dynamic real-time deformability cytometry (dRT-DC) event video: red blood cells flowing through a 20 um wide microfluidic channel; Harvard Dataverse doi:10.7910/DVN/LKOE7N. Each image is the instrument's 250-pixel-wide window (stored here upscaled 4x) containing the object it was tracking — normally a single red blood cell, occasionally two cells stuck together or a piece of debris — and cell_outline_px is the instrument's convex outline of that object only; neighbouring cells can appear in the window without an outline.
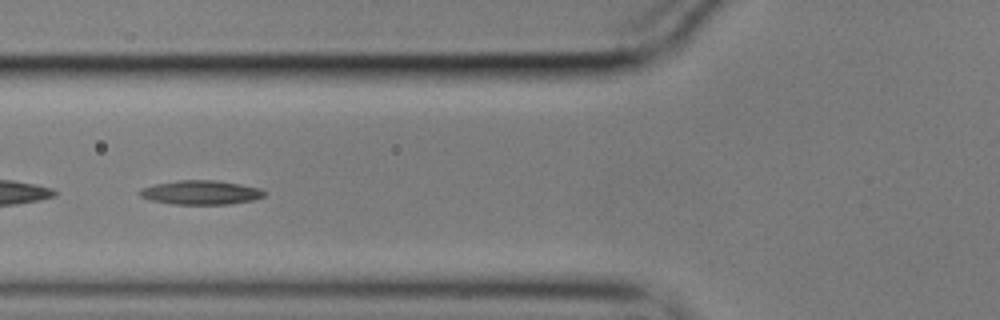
{"species": "common noctule bat (a hibernating species)", "species_latin": "Nyctalus noctula", "temperature_condition": "cold", "stored_images_in_passage": 54, "camera_frame_rate_fps": 3000, "um_per_image_px": 0.085, "animal": {"sex": "male", "body_mass_g": 17.9}, "frame": {"image": 1, "passage_image": 20, "time_ms": 6.333, "image_size_px": [1000, 320], "cell_outline_px": [[264, 196], [252, 200], [228, 204], [172, 204], [152, 200], [140, 196], [136, 192], [140, 188], [156, 184], [176, 180], [216, 180], [240, 184], [260, 188], [264, 192]], "centroid_in_image_um": [17.02, 16.35], "position_along_channel_um": 108.8, "area_um2": 17.46}}
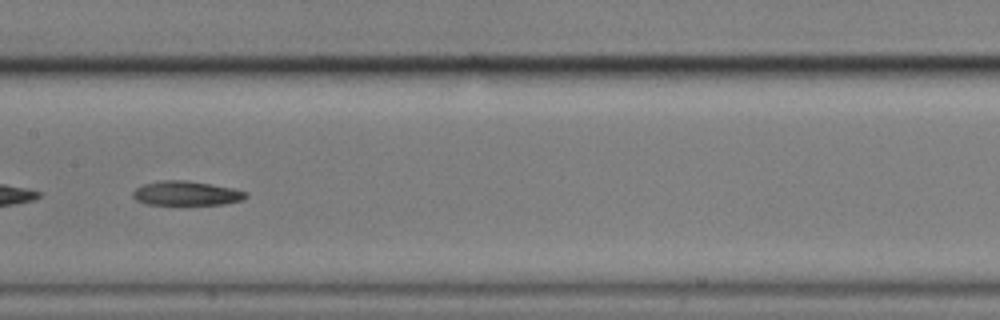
{"frame": {"image": 2, "passage_image": 27, "time_ms": 8.667, "image_size_px": [1000, 320], "cell_outline_px": [[248, 196], [240, 200], [224, 204], [148, 204], [136, 200], [132, 196], [132, 192], [136, 188], [144, 184], [164, 180], [188, 180], [232, 188], [248, 192]], "centroid_in_image_um": [15.83, 16.42], "position_along_channel_um": 191.6, "area_um2": 15.84}}
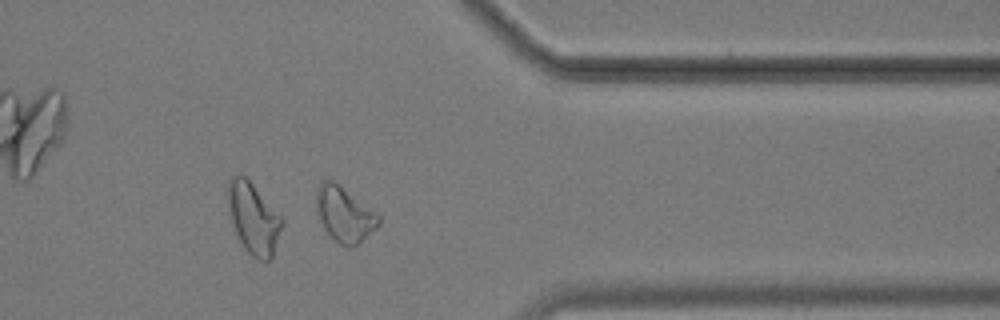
{"frame": {"image": 3, "passage_image": 44, "time_ms": 14.333, "image_size_px": [1000, 320], "cell_outline_px": [[380, 224], [376, 228], [356, 244], [340, 244], [324, 228], [316, 212], [316, 188], [320, 180], [332, 180], [376, 212], [380, 216]], "centroid_in_image_um": [29.24, 18.16], "position_along_channel_um": 382.2, "area_um2": 19.42}}